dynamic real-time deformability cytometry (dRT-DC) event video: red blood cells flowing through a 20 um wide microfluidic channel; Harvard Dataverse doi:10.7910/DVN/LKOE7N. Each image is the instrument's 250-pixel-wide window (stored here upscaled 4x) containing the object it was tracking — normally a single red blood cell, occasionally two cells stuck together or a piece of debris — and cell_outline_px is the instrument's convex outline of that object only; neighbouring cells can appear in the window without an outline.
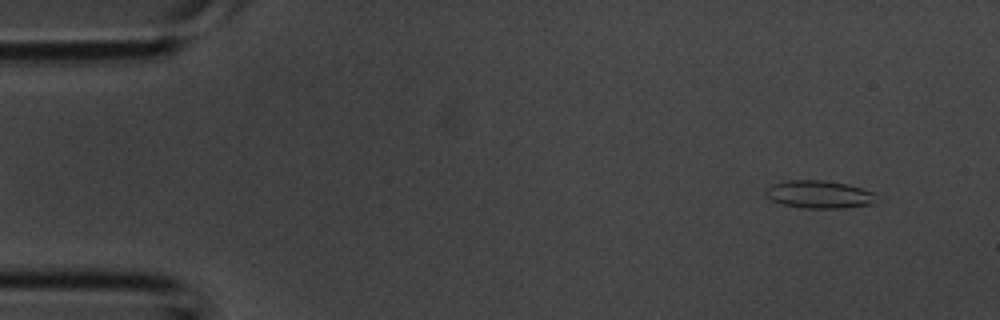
{"species": "common noctule bat (a hibernating species)", "species_latin": "Nyctalus noctula", "temperature_condition": "room temperature", "stored_images_in_passage": 4, "camera_frame_rate_fps": 3000, "um_per_image_px": 0.085, "animal": {"sex": "male", "body_mass_g": 20.1, "forearm_length_mm": 53.5}, "frame": {"image": 1, "passage_image": 1, "time_ms": 0.0, "image_size_px": [1000, 320], "cell_outline_px": [[876, 204], [844, 208], [800, 208], [784, 204], [772, 200], [764, 192], [764, 188], [772, 184], [788, 180], [820, 180], [844, 184], [860, 188], [872, 192]], "centroid_in_image_um": [69.58, 16.53], "position_along_channel_um": 15.4, "area_um2": 17.74}}
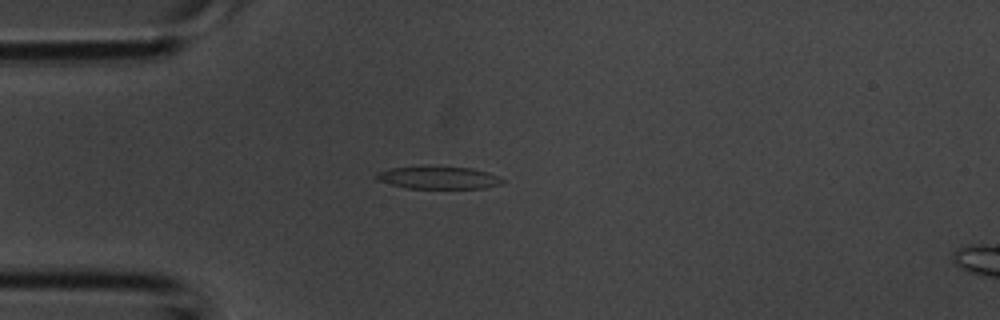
{"frame": {"image": 2, "passage_image": 3, "time_ms": 0.667, "image_size_px": [1000, 320], "cell_outline_px": [[504, 184], [484, 188], [408, 188], [376, 180], [372, 176], [388, 168], [420, 164], [428, 164], [472, 168], [488, 172], [500, 176], [504, 180]], "centroid_in_image_um": [37.25, 15.05], "position_along_channel_um": 47.7, "area_um2": 17.4}}